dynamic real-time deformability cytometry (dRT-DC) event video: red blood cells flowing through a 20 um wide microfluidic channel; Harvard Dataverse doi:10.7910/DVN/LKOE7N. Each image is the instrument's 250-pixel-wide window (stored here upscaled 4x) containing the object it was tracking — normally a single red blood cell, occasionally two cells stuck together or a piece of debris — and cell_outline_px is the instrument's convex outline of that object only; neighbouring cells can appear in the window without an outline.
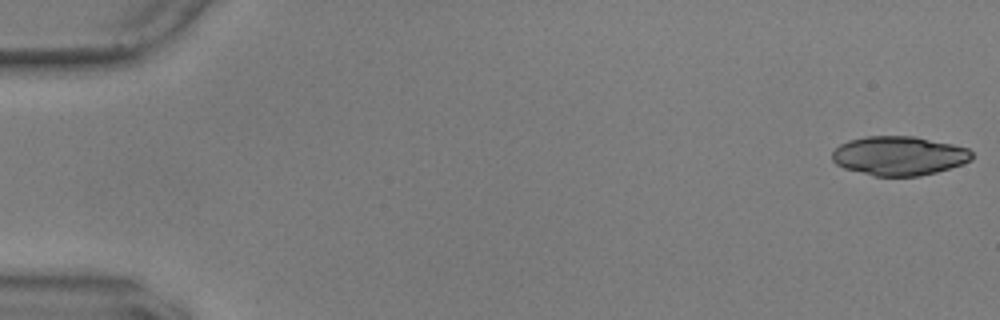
{"species": "common noctule bat (a hibernating species)", "species_latin": "Nyctalus noctula", "temperature_condition": "warm", "stored_images_in_passage": 55, "camera_frame_rate_fps": 3000, "um_per_image_px": 0.085, "animal": {"sex": "male", "body_mass_g": 17.9, "forearm_length_mm": 54.2}, "frame": {"image": 1, "passage_image": 1, "time_ms": 0.0, "image_size_px": [1000, 320], "cell_outline_px": [[972, 160], [936, 172], [920, 176], [872, 176], [844, 168], [836, 164], [832, 160], [832, 152], [840, 144], [848, 140], [864, 136], [912, 136], [952, 144], [968, 148], [972, 152]], "centroid_in_image_um": [76.38, 13.24], "position_along_channel_um": 8.6, "area_um2": 31.85}}